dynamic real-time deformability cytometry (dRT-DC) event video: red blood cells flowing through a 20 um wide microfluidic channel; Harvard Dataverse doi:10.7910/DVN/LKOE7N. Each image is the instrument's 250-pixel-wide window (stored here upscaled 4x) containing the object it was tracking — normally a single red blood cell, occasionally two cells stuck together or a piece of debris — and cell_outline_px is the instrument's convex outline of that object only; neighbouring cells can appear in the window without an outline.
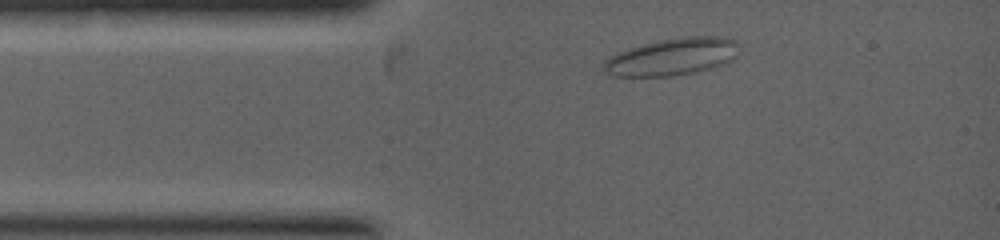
{"species": "common noctule bat (a hibernating species)", "species_latin": "Nyctalus noctula", "temperature_condition": "warm", "stored_images_in_passage": 2, "camera_frame_rate_fps": 5000, "um_per_image_px": 0.085, "animal": {"sex": "female", "body_mass_g": 19.0, "forearm_length_mm": 53.3}, "frame": {"image": 1, "passage_image": 1, "time_ms": 0.0, "image_size_px": [1000, 240], "cell_outline_px": [[736, 56], [732, 60], [708, 68], [692, 72], [672, 76], [616, 76], [604, 72], [604, 64], [616, 52], [628, 48], [660, 40], [684, 36], [724, 36], [736, 40]], "centroid_in_image_um": [57.13, 4.81], "position_along_channel_um": 27.9, "area_um2": 28.9}}
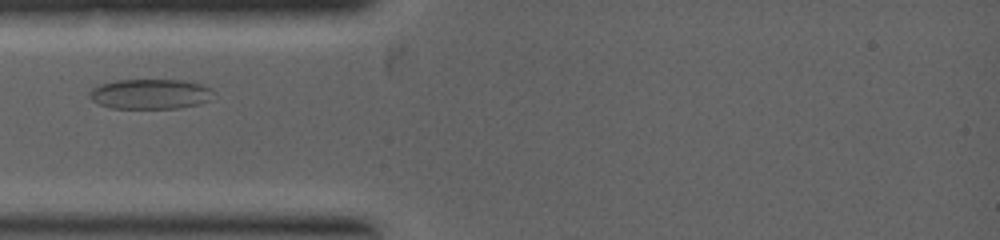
{"frame": {"image": 2, "passage_image": 2, "time_ms": 1.0, "image_size_px": [1000, 240], "cell_outline_px": [[212, 100], [200, 104], [180, 108], [112, 108], [100, 104], [92, 100], [88, 96], [88, 92], [92, 88], [100, 84], [116, 80], [180, 80], [200, 84], [212, 88]], "centroid_in_image_um": [12.78, 7.99], "position_along_channel_um": 72.2, "area_um2": 21.79}}